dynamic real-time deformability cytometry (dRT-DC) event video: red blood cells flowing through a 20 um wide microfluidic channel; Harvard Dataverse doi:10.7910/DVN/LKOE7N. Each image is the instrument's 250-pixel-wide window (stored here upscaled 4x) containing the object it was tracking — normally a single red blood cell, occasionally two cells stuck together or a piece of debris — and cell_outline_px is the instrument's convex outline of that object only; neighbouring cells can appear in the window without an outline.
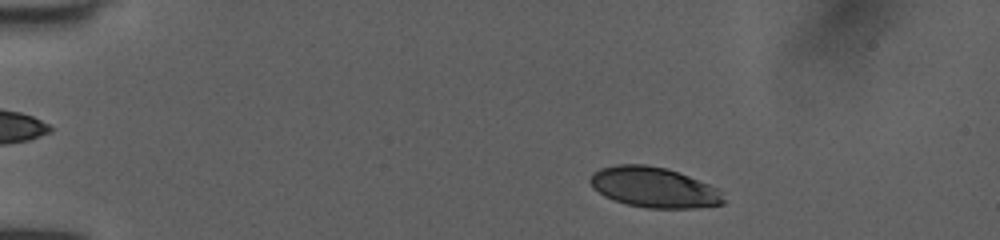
{"species": "human", "species_latin": "Homo sapiens", "temperature_condition": "room temperature", "stored_images_in_passage": 48, "camera_frame_rate_fps": 3000, "um_per_image_px": 0.085, "donor": {"sex": "female"}, "frame": {"image": 1, "passage_image": 6, "time_ms": 1.667, "image_size_px": [1000, 240], "cell_outline_px": [[728, 200], [724, 204], [692, 208], [648, 208], [628, 204], [604, 196], [592, 188], [588, 180], [592, 172], [600, 168], [616, 164], [644, 164], [668, 168], [708, 184], [716, 188]], "centroid_in_image_um": [55.56, 15.91], "position_along_channel_um": 29.4, "area_um2": 31.5}}
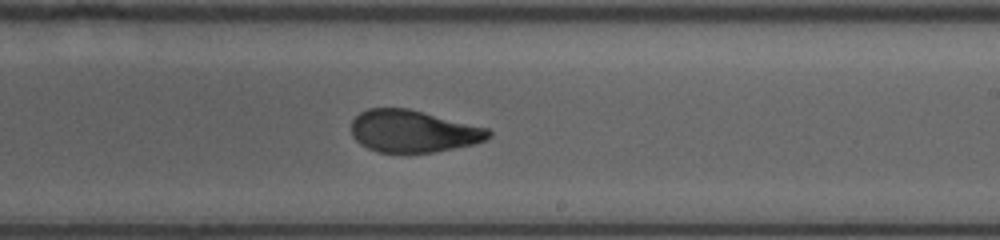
{"frame": {"image": 2, "passage_image": 29, "time_ms": 9.333, "image_size_px": [1000, 240], "cell_outline_px": [[492, 136], [476, 144], [432, 152], [376, 152], [360, 144], [352, 136], [352, 120], [360, 112], [368, 108], [408, 108], [488, 128], [492, 132]], "centroid_in_image_um": [35.12, 11.15], "position_along_channel_um": 253.9, "area_um2": 33.7}}
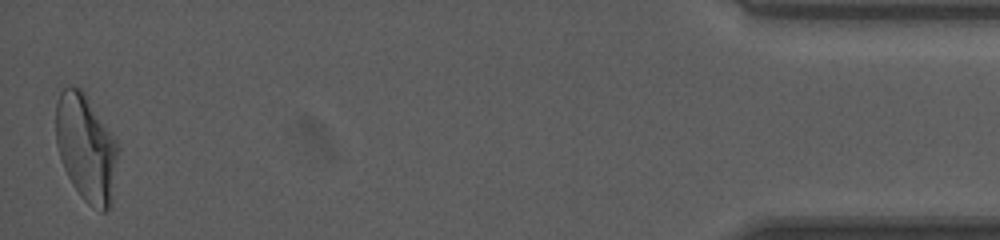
{"frame": {"image": 3, "passage_image": 48, "time_ms": 15.667, "image_size_px": [1000, 240], "cell_outline_px": [[120, 148], [108, 208], [104, 212], [100, 212], [92, 208], [80, 196], [72, 184], [64, 168], [56, 144], [56, 100], [60, 92], [64, 88], [80, 88], [84, 92], [116, 140]], "centroid_in_image_um": [7.31, 12.57], "position_along_channel_um": 427.9, "area_um2": 38.32}, "authors_computed_cell_mechanics": {"area_um2": 34.8534, "velocity_mm_per_s": 4.0133, "shape_relaxation_time_tau1_ms": 6.3762, "shape_relaxation_time_tau2_ms": 1.0952, "deformation_change_tau1": 0.2165, "deformation_change_tau2": 0.0778}}